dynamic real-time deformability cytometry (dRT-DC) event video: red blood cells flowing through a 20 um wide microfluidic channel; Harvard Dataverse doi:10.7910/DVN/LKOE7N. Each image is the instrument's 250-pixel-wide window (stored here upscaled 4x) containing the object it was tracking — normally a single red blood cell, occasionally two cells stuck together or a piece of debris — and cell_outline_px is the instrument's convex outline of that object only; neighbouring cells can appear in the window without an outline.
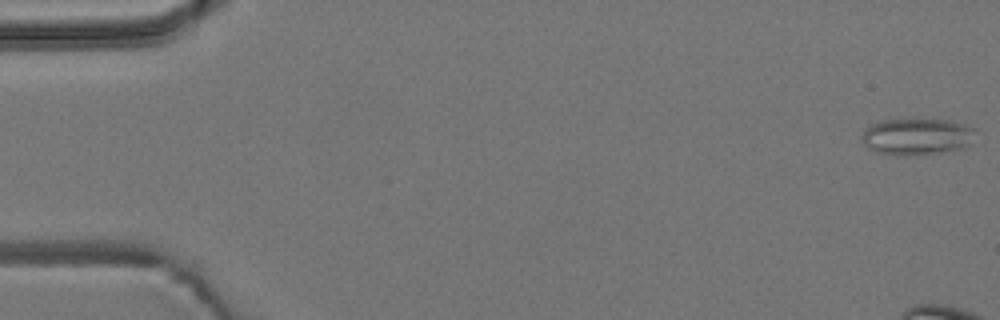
{"species": "common noctule bat (a hibernating species)", "species_latin": "Nyctalus noctula", "temperature_condition": "room temperature", "stored_images_in_passage": 9, "camera_frame_rate_fps": 3000, "um_per_image_px": 0.085, "animal": {"sex": "male", "body_mass_g": 19.2, "forearm_length_mm": 51.8}, "frame": {"image": 1, "passage_image": 1, "time_ms": 0.0, "image_size_px": [1000, 320], "cell_outline_px": [[976, 128], [968, 148], [940, 152], [908, 156], [896, 156], [876, 152], [868, 148], [860, 140], [860, 136], [864, 128], [872, 124], [884, 120], [948, 120], [964, 124]], "centroid_in_image_um": [77.9, 11.63], "position_along_channel_um": 7.1, "area_um2": 24.51}}